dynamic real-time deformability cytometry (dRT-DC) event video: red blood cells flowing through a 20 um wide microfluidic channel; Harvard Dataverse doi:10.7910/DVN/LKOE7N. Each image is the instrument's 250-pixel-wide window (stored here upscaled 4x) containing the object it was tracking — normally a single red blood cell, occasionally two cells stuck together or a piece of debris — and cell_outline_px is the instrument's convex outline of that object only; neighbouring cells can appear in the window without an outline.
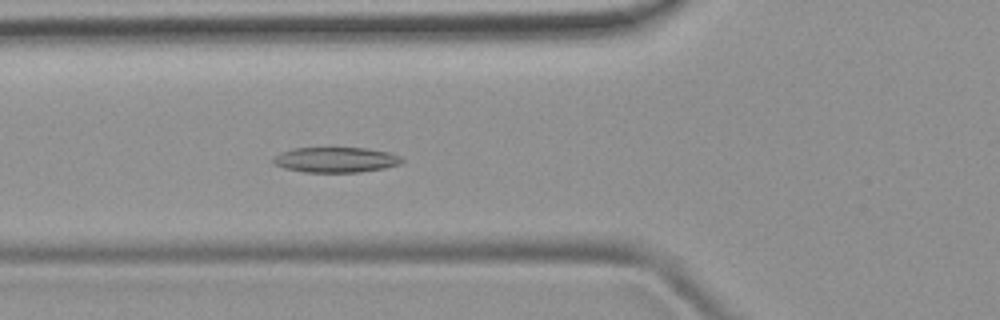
{"species": "common noctule bat (a hibernating species)", "species_latin": "Nyctalus noctula", "temperature_condition": "room temperature", "stored_images_in_passage": 36, "camera_frame_rate_fps": 3000, "um_per_image_px": 0.085, "animal": {"sex": "female", "body_mass_g": 19.9}, "frame": {"image": 1, "passage_image": 4, "time_ms": 1.0, "image_size_px": [1000, 320], "cell_outline_px": [[404, 160], [400, 164], [384, 168], [360, 172], [304, 172], [284, 168], [276, 164], [272, 160], [280, 152], [292, 148], [368, 148], [388, 152], [400, 156]], "centroid_in_image_um": [28.55, 13.58], "position_along_channel_um": 97.2, "area_um2": 18.9}}
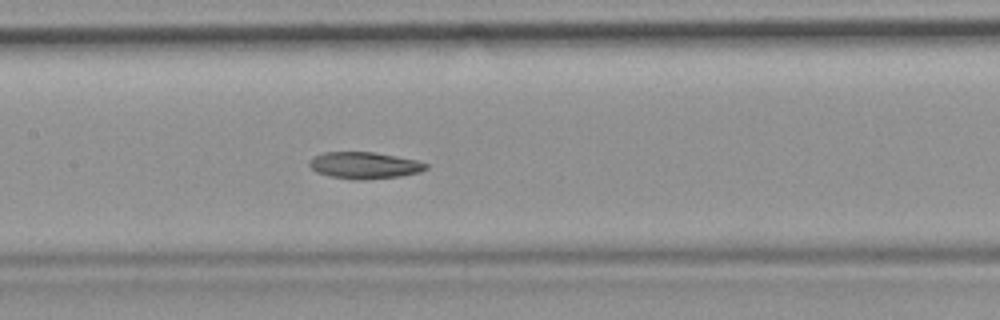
{"frame": {"image": 2, "passage_image": 10, "time_ms": 3.0, "image_size_px": [1000, 320], "cell_outline_px": [[428, 168], [420, 172], [400, 176], [364, 180], [356, 180], [328, 176], [316, 172], [308, 164], [308, 160], [324, 152], [372, 152], [396, 156], [416, 160], [428, 164]], "centroid_in_image_um": [30.97, 14.06], "position_along_channel_um": 176.4, "area_um2": 18.15}}
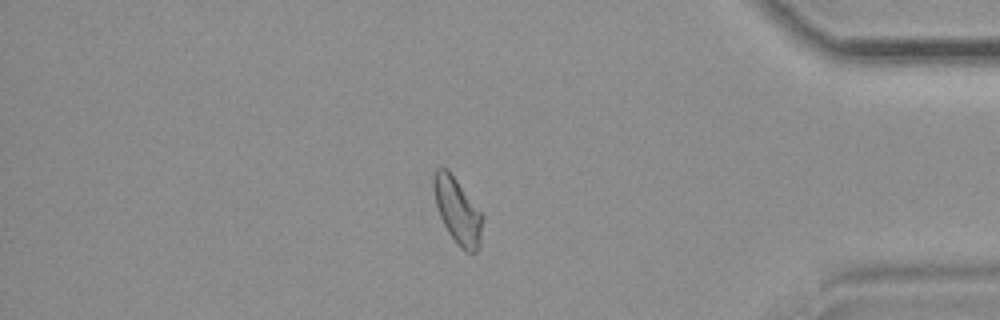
{"frame": {"image": 3, "passage_image": 29, "time_ms": 9.333, "image_size_px": [1000, 320], "cell_outline_px": [[484, 216], [480, 248], [476, 252], [468, 252], [460, 248], [456, 244], [448, 232], [440, 216], [436, 204], [432, 188], [432, 176], [436, 168], [448, 168]], "centroid_in_image_um": [38.89, 17.92], "position_along_channel_um": 396.3, "area_um2": 19.02}, "authors_computed_cell_mechanics": {"area_um2": 18.496, "velocity_mm_per_s": 3.9461, "shape_relaxation_time_tau1_ms": null, "shape_relaxation_time_tau2_ms": 6.1008, "deformation_change_tau1": null, "deformation_change_tau2": 0.1235}}